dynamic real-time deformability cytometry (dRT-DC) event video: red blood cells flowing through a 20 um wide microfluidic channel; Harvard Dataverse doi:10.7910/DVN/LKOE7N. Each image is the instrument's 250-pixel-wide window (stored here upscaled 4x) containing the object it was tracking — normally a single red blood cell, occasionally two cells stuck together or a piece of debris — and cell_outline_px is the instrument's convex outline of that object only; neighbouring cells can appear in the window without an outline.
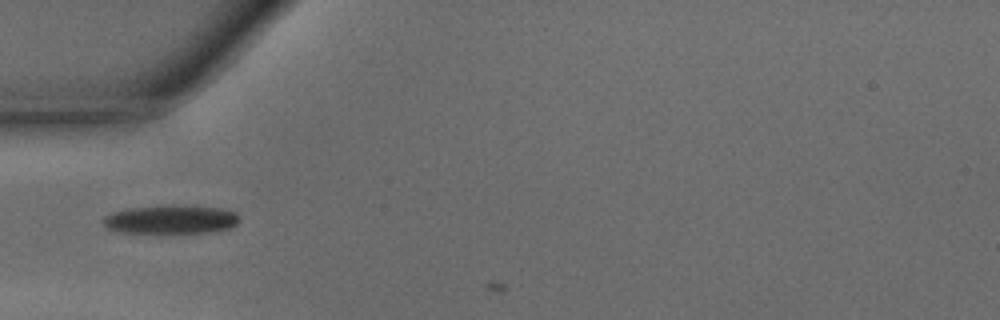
{"species": "common noctule bat (a hibernating species)", "species_latin": "Nyctalus noctula", "temperature_condition": "warm", "stored_images_in_passage": 2, "camera_frame_rate_fps": 3000, "um_per_image_px": 0.085, "animal": {"sex": "male", "body_mass_g": 15.6}, "frame": {"image": 1, "passage_image": 1, "time_ms": 0.0, "image_size_px": [1000, 320], "cell_outline_px": [[240, 220], [236, 224], [228, 228], [212, 232], [120, 232], [108, 228], [100, 220], [104, 216], [112, 212], [132, 208], [172, 204], [220, 208], [236, 212], [240, 216]], "centroid_in_image_um": [14.54, 18.63], "position_along_channel_um": 70.5, "area_um2": 22.72}}